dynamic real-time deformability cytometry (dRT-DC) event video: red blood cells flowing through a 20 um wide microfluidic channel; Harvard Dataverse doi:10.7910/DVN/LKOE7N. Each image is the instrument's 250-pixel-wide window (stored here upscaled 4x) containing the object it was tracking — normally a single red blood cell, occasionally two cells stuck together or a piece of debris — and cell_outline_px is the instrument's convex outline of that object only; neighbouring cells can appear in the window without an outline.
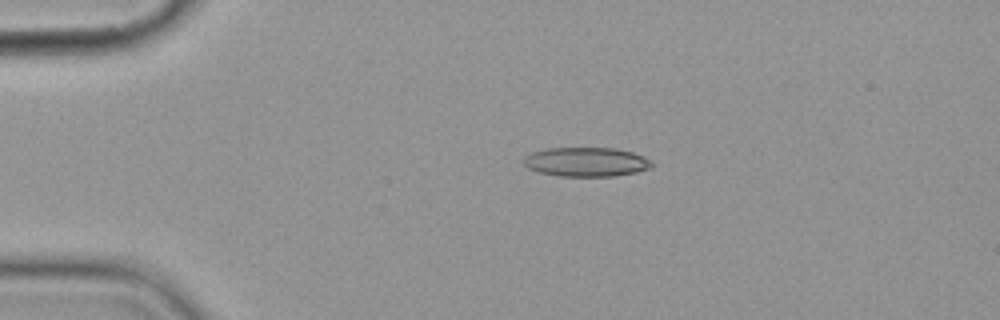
{"species": "common noctule bat (a hibernating species)", "species_latin": "Nyctalus noctula", "temperature_condition": "cold", "stored_images_in_passage": 9, "camera_frame_rate_fps": 3000, "um_per_image_px": 0.085, "animal": {"sex": "female", "body_mass_g": 19.9}, "frame": {"image": 1, "passage_image": 4, "time_ms": 3.667, "image_size_px": [1000, 320], "cell_outline_px": [[656, 164], [652, 168], [636, 172], [616, 176], [560, 176], [540, 172], [528, 168], [520, 160], [524, 156], [532, 152], [544, 148], [616, 148], [632, 152], [652, 160]], "centroid_in_image_um": [49.84, 13.76], "position_along_channel_um": 35.2, "area_um2": 22.14}}
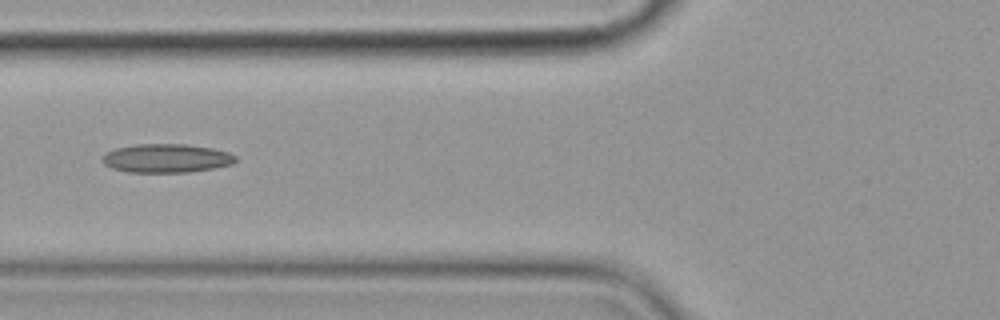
{"frame": {"image": 2, "passage_image": 7, "time_ms": 7.0, "image_size_px": [1000, 320], "cell_outline_px": [[236, 160], [232, 164], [212, 168], [188, 172], [128, 172], [112, 168], [104, 164], [100, 160], [108, 152], [116, 148], [136, 144], [184, 144], [212, 148], [228, 152], [236, 156]], "centroid_in_image_um": [14.13, 13.45], "position_along_channel_um": 111.7, "area_um2": 22.14}}
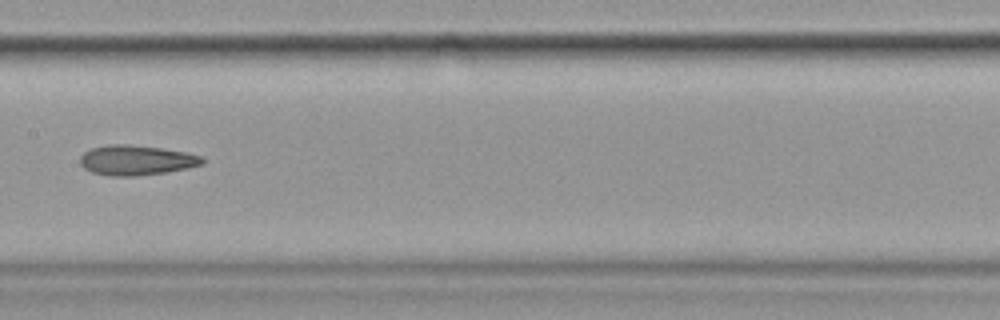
{"frame": {"image": 3, "passage_image": 9, "time_ms": 9.333, "image_size_px": [1000, 320], "cell_outline_px": [[204, 164], [188, 168], [168, 172], [132, 176], [112, 176], [92, 172], [84, 168], [80, 164], [80, 156], [84, 152], [92, 148], [108, 144], [128, 144], [160, 148], [188, 152], [200, 156], [204, 160]], "centroid_in_image_um": [11.59, 13.61], "position_along_channel_um": 195.8, "area_um2": 21.39}}